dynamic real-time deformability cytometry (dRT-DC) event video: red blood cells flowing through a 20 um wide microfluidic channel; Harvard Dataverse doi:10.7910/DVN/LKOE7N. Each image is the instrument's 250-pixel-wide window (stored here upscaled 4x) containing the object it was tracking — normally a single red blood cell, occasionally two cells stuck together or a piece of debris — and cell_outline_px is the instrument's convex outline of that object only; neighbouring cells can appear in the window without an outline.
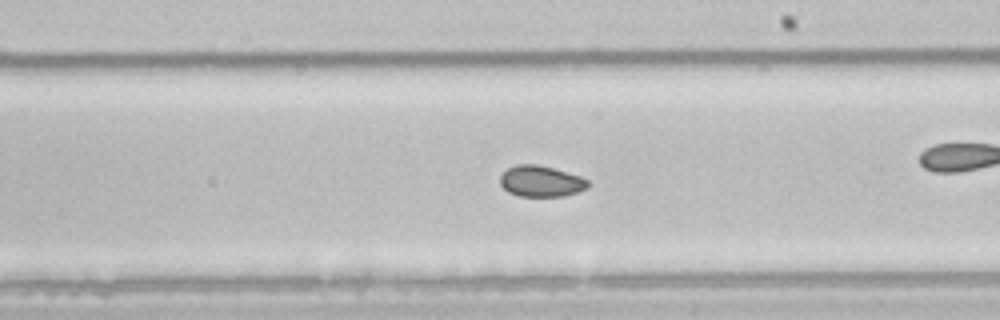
{"species": "common noctule bat (a hibernating species)", "species_latin": "Nyctalus noctula", "temperature_condition": "room temperature", "stored_images_in_passage": 54, "camera_frame_rate_fps": 3000, "um_per_image_px": 0.085, "animal": {"sex": "male", "body_mass_g": 21.5, "forearm_length_mm": 52.0}, "frame": {"image": 1, "passage_image": 31, "time_ms": 10.0, "image_size_px": [1000, 320], "cell_outline_px": [[588, 188], [564, 196], [520, 196], [508, 192], [500, 184], [500, 176], [508, 168], [516, 164], [536, 164], [552, 168], [580, 176], [588, 180]], "centroid_in_image_um": [45.97, 15.4], "position_along_channel_um": 243.0, "area_um2": 15.78}, "authors_computed_cell_mechanics": {"area_um2": 18.0336, "velocity_mm_per_s": 3.8954, "shape_relaxation_time_tau1_ms": 3.0951, "shape_relaxation_time_tau2_ms": 3.504, "deformation_change_tau1": 0.0388, "deformation_change_tau2": 0.0602}}